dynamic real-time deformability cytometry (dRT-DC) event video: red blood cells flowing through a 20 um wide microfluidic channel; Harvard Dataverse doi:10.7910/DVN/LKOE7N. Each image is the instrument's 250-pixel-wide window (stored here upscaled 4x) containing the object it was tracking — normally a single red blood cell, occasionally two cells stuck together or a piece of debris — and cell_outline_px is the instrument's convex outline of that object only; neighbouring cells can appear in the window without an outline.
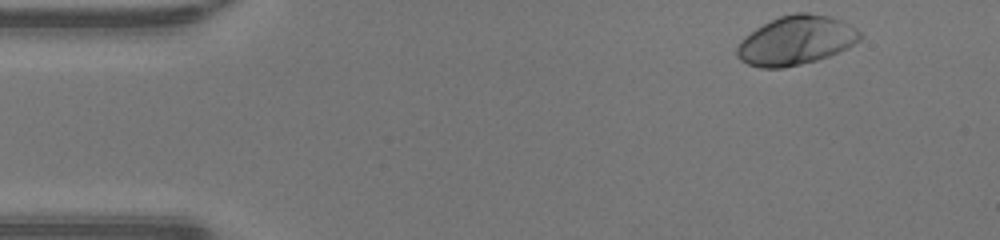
{"species": "human", "species_latin": "Homo sapiens", "temperature_condition": "warm", "stored_images_in_passage": 45, "camera_frame_rate_fps": 3000, "um_per_image_px": 0.085, "donor": {"sex": "male"}, "frame": {"image": 1, "passage_image": 1, "time_ms": 0.0, "image_size_px": [1000, 240], "cell_outline_px": [[860, 40], [848, 48], [828, 56], [816, 60], [784, 68], [760, 68], [748, 64], [740, 60], [736, 56], [736, 48], [740, 40], [756, 28], [780, 16], [796, 12], [808, 12], [832, 16], [856, 28], [860, 32]], "centroid_in_image_um": [67.65, 3.43], "position_along_channel_um": 17.4, "area_um2": 35.14}}
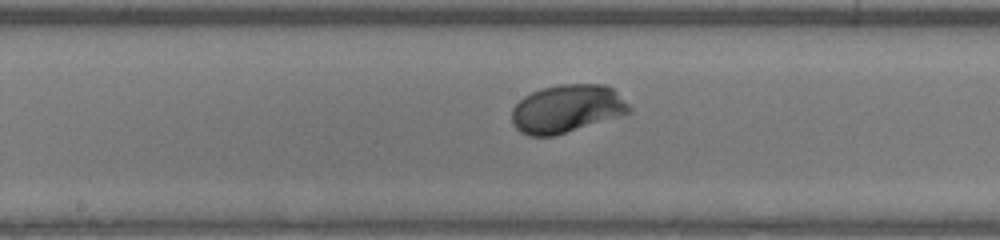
{"frame": {"image": 2, "passage_image": 21, "time_ms": 6.667, "image_size_px": [1000, 240], "cell_outline_px": [[632, 112], [620, 116], [556, 136], [528, 136], [520, 132], [512, 124], [512, 108], [524, 96], [540, 88], [560, 84], [604, 84], [612, 88], [632, 108]], "centroid_in_image_um": [48.17, 9.25], "position_along_channel_um": 200.0, "area_um2": 33.06}}
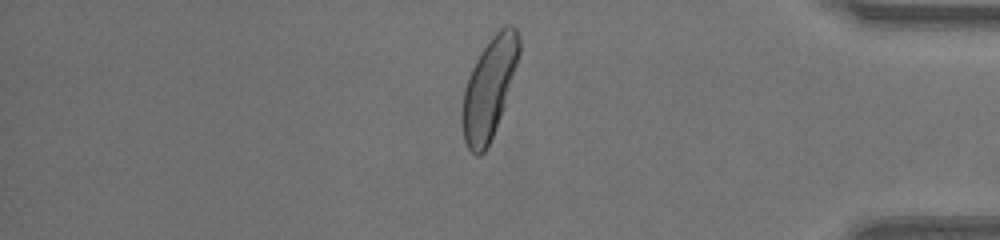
{"frame": {"image": 3, "passage_image": 37, "time_ms": 12.0, "image_size_px": [1000, 240], "cell_outline_px": [[520, 52], [500, 116], [492, 136], [484, 152], [480, 156], [476, 156], [468, 148], [464, 140], [460, 120], [460, 116], [464, 88], [472, 68], [480, 52], [492, 36], [504, 24], [512, 24], [516, 28], [520, 36]], "centroid_in_image_um": [41.55, 7.47], "position_along_channel_um": 393.7, "area_um2": 33.0}, "authors_computed_cell_mechanics": {"area_um2": 32.7148, "velocity_mm_per_s": 4.2391, "shape_relaxation_time_tau1_ms": 1.2094, "shape_relaxation_time_tau2_ms": null, "deformation_change_tau1": 0.1442, "deformation_change_tau2": null}}